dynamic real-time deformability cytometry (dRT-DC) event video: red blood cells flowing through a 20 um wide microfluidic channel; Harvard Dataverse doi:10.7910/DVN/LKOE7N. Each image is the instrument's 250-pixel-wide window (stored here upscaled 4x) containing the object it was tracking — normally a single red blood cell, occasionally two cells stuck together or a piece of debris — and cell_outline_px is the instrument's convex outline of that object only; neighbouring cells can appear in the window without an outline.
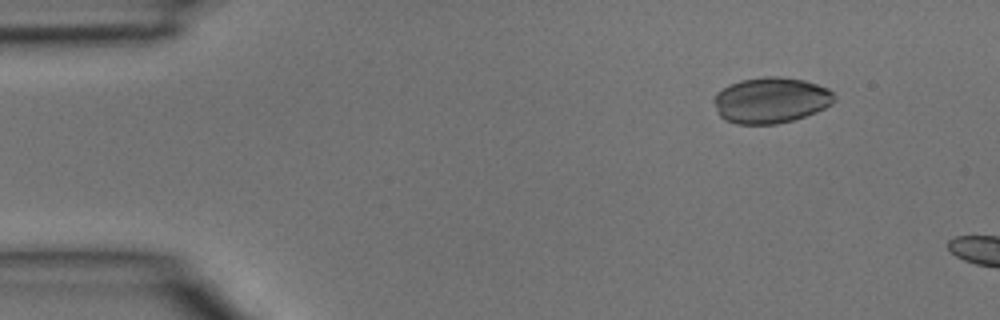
{"species": "common noctule bat (a hibernating species)", "species_latin": "Nyctalus noctula", "temperature_condition": "room temperature", "stored_images_in_passage": 2, "camera_frame_rate_fps": 3000, "um_per_image_px": 0.085, "animal": {"sex": "male", "body_mass_g": 15.6}, "frame": {"image": 1, "passage_image": 1, "time_ms": 0.0, "image_size_px": [1000, 320], "cell_outline_px": [[836, 100], [832, 104], [816, 112], [792, 120], [776, 124], [736, 124], [724, 120], [720, 116], [712, 100], [716, 92], [728, 84], [740, 80], [764, 76], [780, 76], [804, 80], [828, 88], [836, 96]], "centroid_in_image_um": [65.5, 8.51], "position_along_channel_um": 19.5, "area_um2": 32.48}}